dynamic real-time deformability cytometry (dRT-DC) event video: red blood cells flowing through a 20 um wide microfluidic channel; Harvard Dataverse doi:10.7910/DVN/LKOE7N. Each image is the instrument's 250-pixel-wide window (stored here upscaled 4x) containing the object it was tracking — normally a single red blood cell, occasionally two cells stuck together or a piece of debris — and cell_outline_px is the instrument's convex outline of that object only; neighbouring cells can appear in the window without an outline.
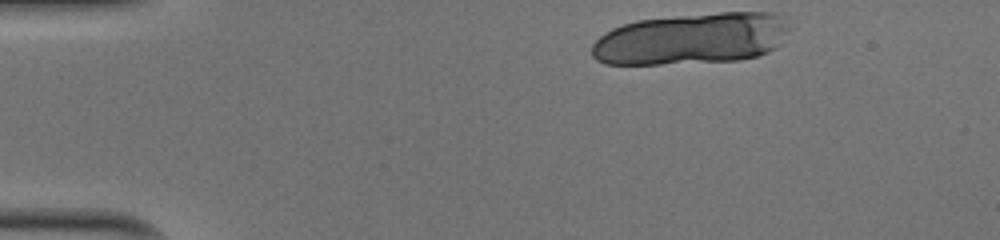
{"species": "human", "species_latin": "Homo sapiens", "temperature_condition": "cold", "stored_images_in_passage": 11, "camera_frame_rate_fps": 3000, "um_per_image_px": 0.085, "donor": {"sex": "male"}, "frame": {"image": 1, "passage_image": 1, "time_ms": 0.0, "image_size_px": [1000, 240], "cell_outline_px": [[792, 28], [776, 48], [768, 52], [756, 56], [740, 60], [660, 64], [604, 64], [596, 60], [592, 56], [592, 44], [604, 32], [612, 28], [636, 20], [676, 16], [720, 12], [772, 12], [780, 16]], "centroid_in_image_um": [58.79, 3.29], "position_along_channel_um": 26.2, "area_um2": 59.59}}